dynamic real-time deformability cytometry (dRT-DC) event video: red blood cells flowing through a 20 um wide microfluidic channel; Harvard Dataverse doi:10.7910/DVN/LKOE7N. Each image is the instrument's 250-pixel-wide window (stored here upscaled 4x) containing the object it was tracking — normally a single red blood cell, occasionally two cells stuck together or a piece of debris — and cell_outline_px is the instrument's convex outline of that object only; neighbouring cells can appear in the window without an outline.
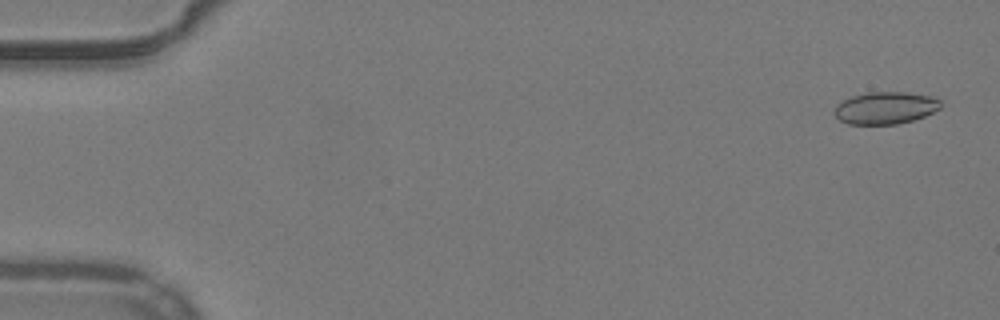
{"species": "common noctule bat (a hibernating species)", "species_latin": "Nyctalus noctula", "temperature_condition": "warm", "stored_images_in_passage": 53, "camera_frame_rate_fps": 3000, "um_per_image_px": 0.085, "animal": {"sex": "male", "body_mass_g": 19.2, "forearm_length_mm": 51.8}, "frame": {"image": 1, "passage_image": 2, "time_ms": 0.333, "image_size_px": [1000, 320], "cell_outline_px": [[940, 108], [924, 116], [912, 120], [896, 124], [848, 124], [840, 120], [832, 112], [836, 104], [852, 96], [868, 92], [908, 92], [928, 96], [940, 100]], "centroid_in_image_um": [75.21, 9.17], "position_along_channel_um": 9.8, "area_um2": 19.83}}
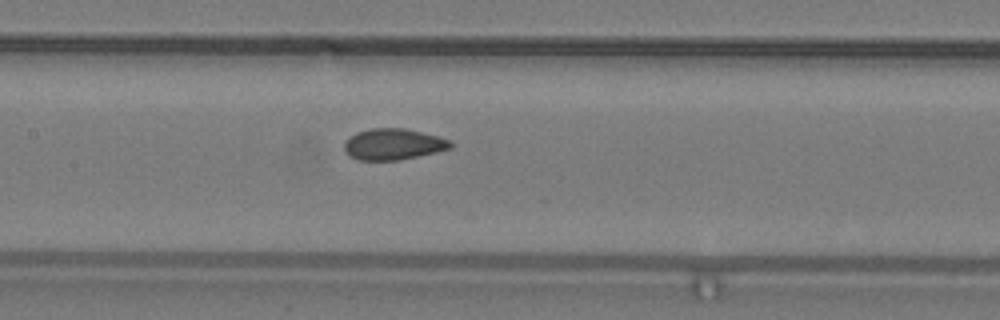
{"frame": {"image": 2, "passage_image": 26, "time_ms": 8.333, "image_size_px": [1000, 320], "cell_outline_px": [[452, 148], [436, 152], [400, 160], [360, 160], [348, 156], [344, 152], [344, 144], [348, 136], [356, 132], [372, 128], [404, 128], [436, 136], [448, 140], [452, 144]], "centroid_in_image_um": [33.36, 12.26], "position_along_channel_um": 174.0, "area_um2": 19.31}}
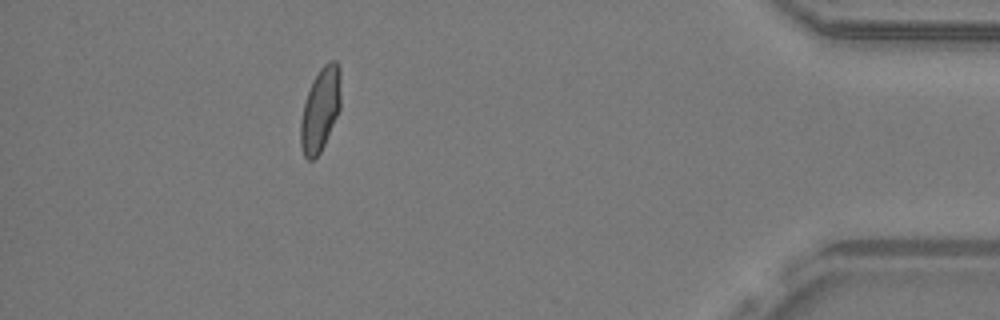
{"frame": {"image": 3, "passage_image": 48, "time_ms": 15.667, "image_size_px": [1000, 320], "cell_outline_px": [[340, 108], [324, 144], [320, 152], [312, 160], [308, 160], [304, 156], [300, 144], [300, 120], [304, 104], [312, 80], [320, 68], [328, 60], [336, 60], [340, 68]], "centroid_in_image_um": [27.22, 9.28], "position_along_channel_um": 408.0, "area_um2": 19.54}}